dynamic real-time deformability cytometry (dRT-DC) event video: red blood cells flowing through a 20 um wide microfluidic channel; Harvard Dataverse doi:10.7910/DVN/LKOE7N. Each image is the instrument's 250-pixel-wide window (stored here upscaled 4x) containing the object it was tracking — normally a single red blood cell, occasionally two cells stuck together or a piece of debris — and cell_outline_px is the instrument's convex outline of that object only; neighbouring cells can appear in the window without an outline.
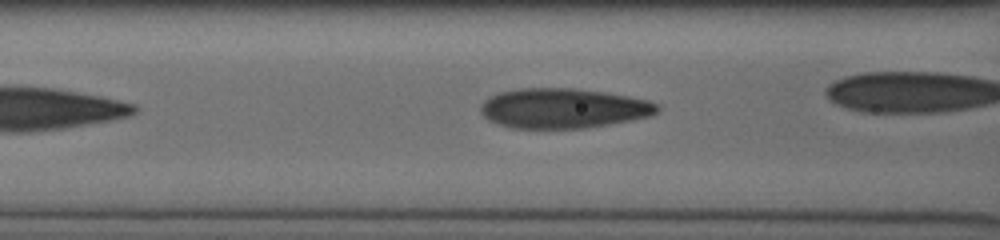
{"species": "human", "species_latin": "Homo sapiens", "temperature_condition": "cold", "stored_images_in_passage": 26, "camera_frame_rate_fps": 3000, "um_per_image_px": 0.085, "donor": {"sex": "male"}, "frame": {"image": 1, "passage_image": 5, "time_ms": 1.333, "image_size_px": [1000, 240], "cell_outline_px": [[660, 108], [652, 116], [632, 120], [584, 128], [512, 128], [488, 120], [480, 112], [480, 104], [488, 96], [500, 92], [520, 88], [572, 88], [604, 92], [628, 96], [648, 100], [660, 104]], "centroid_in_image_um": [47.87, 9.2], "position_along_channel_um": 118.7, "area_um2": 41.21}}
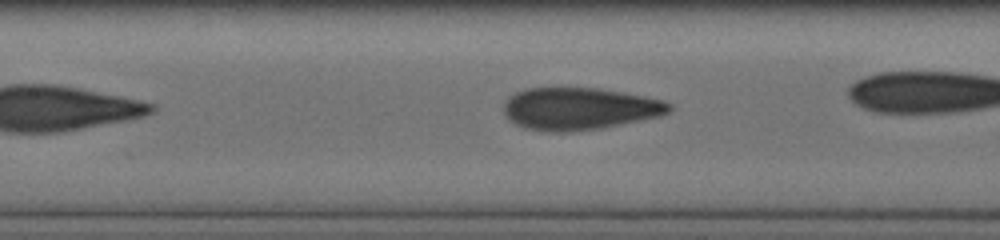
{"frame": {"image": 2, "passage_image": 8, "time_ms": 2.333, "image_size_px": [1000, 240], "cell_outline_px": [[672, 108], [668, 112], [660, 116], [600, 128], [568, 132], [544, 132], [524, 128], [508, 120], [504, 116], [504, 100], [508, 96], [524, 88], [564, 84], [600, 88], [644, 96], [664, 100], [672, 104]], "centroid_in_image_um": [49.16, 9.19], "position_along_channel_um": 158.2, "area_um2": 42.14}}